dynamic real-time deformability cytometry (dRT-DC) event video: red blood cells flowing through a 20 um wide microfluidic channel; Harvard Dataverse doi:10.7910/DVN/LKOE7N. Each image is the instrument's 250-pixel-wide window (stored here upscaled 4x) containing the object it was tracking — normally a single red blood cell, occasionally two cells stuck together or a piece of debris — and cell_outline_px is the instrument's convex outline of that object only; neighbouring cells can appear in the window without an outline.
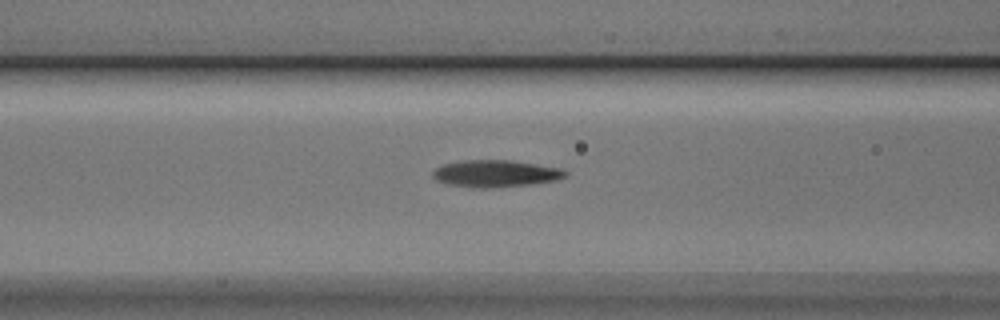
{"species": "Egyptian fruit bat (a non-hibernating species)", "species_latin": "Rousettus aegyptiacus", "temperature_condition": "cold", "stored_images_in_passage": 7, "camera_frame_rate_fps": 3000, "um_per_image_px": 0.085, "animal": {"sex": "male"}, "frame": {"image": 1, "passage_image": 5, "time_ms": 1.333, "image_size_px": [1000, 320], "cell_outline_px": [[568, 176], [556, 180], [528, 184], [488, 188], [472, 188], [448, 184], [436, 180], [432, 176], [432, 172], [436, 168], [444, 164], [460, 160], [512, 160], [560, 168], [568, 172]], "centroid_in_image_um": [42.11, 14.75], "position_along_channel_um": 124.5, "area_um2": 20.87}}